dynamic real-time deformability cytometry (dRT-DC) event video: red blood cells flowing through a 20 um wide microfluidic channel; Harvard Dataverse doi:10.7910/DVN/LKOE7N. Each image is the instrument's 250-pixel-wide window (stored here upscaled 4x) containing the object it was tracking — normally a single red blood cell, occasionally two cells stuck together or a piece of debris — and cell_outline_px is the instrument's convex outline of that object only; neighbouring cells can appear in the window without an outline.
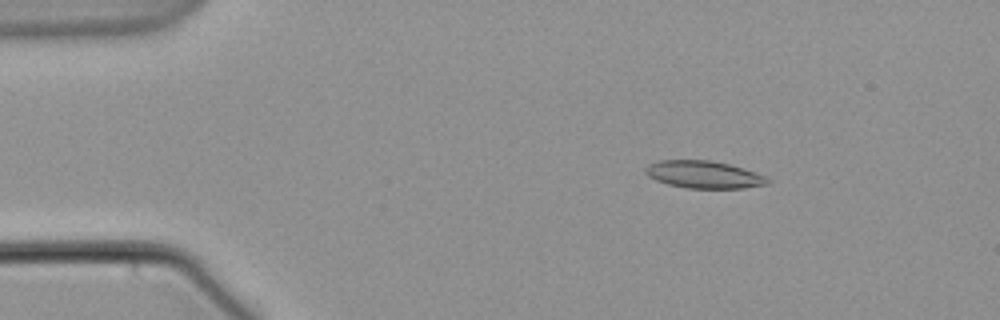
{"species": "common noctule bat (a hibernating species)", "species_latin": "Nyctalus noctula", "temperature_condition": "warm", "stored_images_in_passage": 5, "camera_frame_rate_fps": 3000, "um_per_image_px": 0.085, "animal": {"sex": "male", "body_mass_g": 21.5, "forearm_length_mm": 52.0}, "frame": {"image": 1, "passage_image": 2, "time_ms": 1.333, "image_size_px": [1000, 320], "cell_outline_px": [[772, 180], [768, 184], [744, 188], [688, 188], [668, 184], [656, 180], [648, 176], [644, 172], [644, 168], [648, 164], [660, 160], [708, 160], [728, 164], [744, 168], [756, 172]], "centroid_in_image_um": [59.82, 14.83], "position_along_channel_um": 25.2, "area_um2": 19.54}}
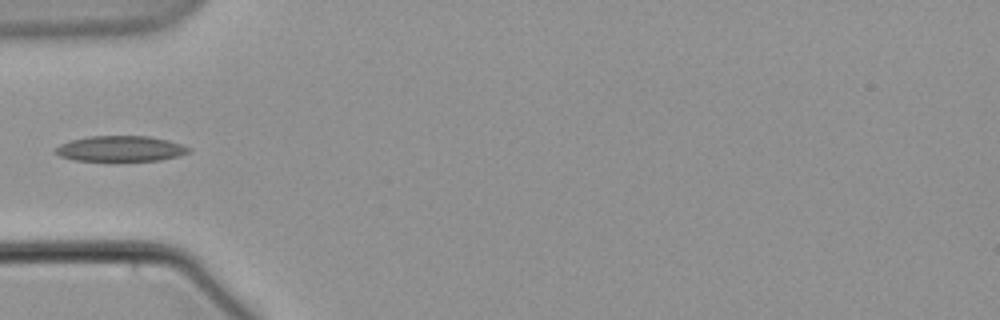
{"frame": {"image": 2, "passage_image": 5, "time_ms": 5.0, "image_size_px": [1000, 320], "cell_outline_px": [[192, 152], [180, 156], [160, 160], [72, 160], [60, 156], [52, 152], [60, 144], [72, 140], [88, 136], [148, 136], [168, 140], [192, 148]], "centroid_in_image_um": [10.27, 12.63], "position_along_channel_um": 74.7, "area_um2": 19.83}}